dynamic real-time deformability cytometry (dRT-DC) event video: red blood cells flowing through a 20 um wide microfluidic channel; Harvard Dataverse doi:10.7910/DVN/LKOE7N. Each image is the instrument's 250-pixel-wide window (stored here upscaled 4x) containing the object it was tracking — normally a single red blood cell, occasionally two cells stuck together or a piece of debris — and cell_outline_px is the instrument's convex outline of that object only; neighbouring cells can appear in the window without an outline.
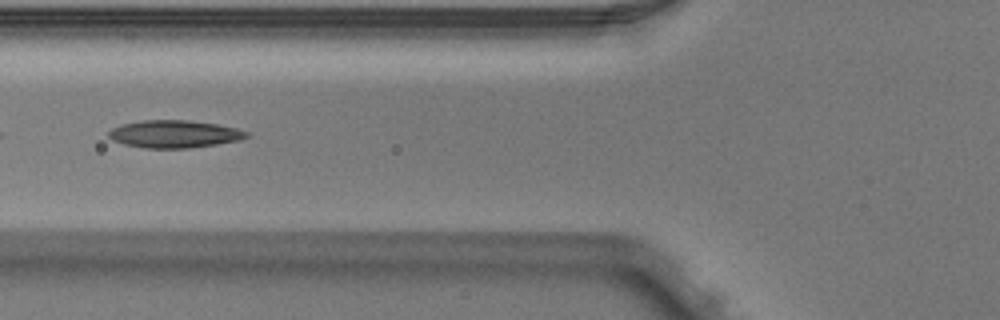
{"species": "Egyptian fruit bat (a non-hibernating species)", "species_latin": "Rousettus aegyptiacus", "temperature_condition": "warm", "stored_images_in_passage": 3, "camera_frame_rate_fps": 3000, "um_per_image_px": 0.085, "animal": {"sex": "male"}, "frame": {"image": 1, "passage_image": 3, "time_ms": 0.667, "image_size_px": [1000, 320], "cell_outline_px": [[248, 136], [240, 140], [216, 144], [188, 148], [144, 148], [124, 144], [112, 140], [108, 136], [108, 132], [112, 128], [120, 124], [144, 120], [188, 120], [216, 124], [236, 128], [248, 132]], "centroid_in_image_um": [14.78, 11.39], "position_along_channel_um": 111.0, "area_um2": 22.08}}